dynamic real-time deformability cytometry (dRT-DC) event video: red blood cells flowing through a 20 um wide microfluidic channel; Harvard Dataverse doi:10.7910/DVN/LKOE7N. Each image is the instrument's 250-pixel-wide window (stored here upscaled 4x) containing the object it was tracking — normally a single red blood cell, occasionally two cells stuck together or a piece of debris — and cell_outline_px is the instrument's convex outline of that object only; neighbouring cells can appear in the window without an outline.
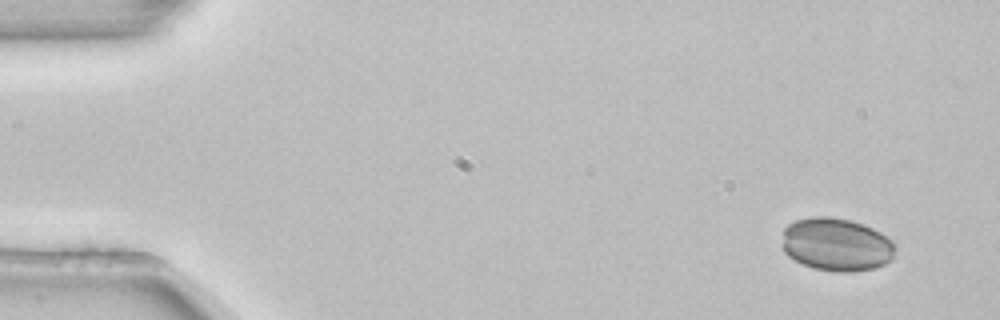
{"species": "common noctule bat (a hibernating species)", "species_latin": "Nyctalus noctula", "temperature_condition": "room temperature", "stored_images_in_passage": 3, "camera_frame_rate_fps": 3000, "um_per_image_px": 0.085, "animal": {"sex": "female", "body_mass_g": 22.7, "forearm_length_mm": 54.2}, "frame": {"image": 1, "passage_image": 1, "time_ms": 0.0, "image_size_px": [1000, 320], "cell_outline_px": [[892, 256], [884, 264], [876, 268], [852, 272], [836, 272], [812, 268], [788, 256], [784, 252], [784, 228], [788, 224], [796, 220], [812, 216], [828, 216], [852, 220], [864, 224], [880, 232], [892, 240]], "centroid_in_image_um": [71.08, 20.77], "position_along_channel_um": 13.9, "area_um2": 34.85}}